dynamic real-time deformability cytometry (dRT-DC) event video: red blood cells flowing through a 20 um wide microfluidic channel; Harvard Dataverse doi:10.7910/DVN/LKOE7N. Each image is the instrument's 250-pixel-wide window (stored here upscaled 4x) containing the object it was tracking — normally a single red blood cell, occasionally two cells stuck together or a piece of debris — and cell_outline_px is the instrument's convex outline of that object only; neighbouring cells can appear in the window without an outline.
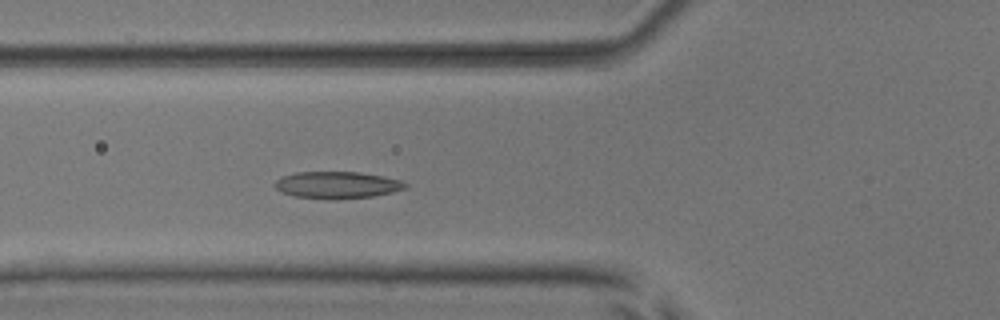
{"species": "common noctule bat (a hibernating species)", "species_latin": "Nyctalus noctula", "temperature_condition": "room temperature", "stored_images_in_passage": 53, "camera_frame_rate_fps": 3000, "um_per_image_px": 0.085, "animal": {"sex": "male", "body_mass_g": 17.9, "forearm_length_mm": 54.2}, "frame": {"image": 1, "passage_image": 20, "time_ms": 6.333, "image_size_px": [1000, 320], "cell_outline_px": [[408, 184], [404, 188], [392, 192], [372, 196], [336, 200], [296, 196], [280, 192], [272, 184], [276, 180], [284, 176], [296, 172], [360, 172], [384, 176], [400, 180]], "centroid_in_image_um": [28.64, 15.72], "position_along_channel_um": 97.2, "area_um2": 20.46}}
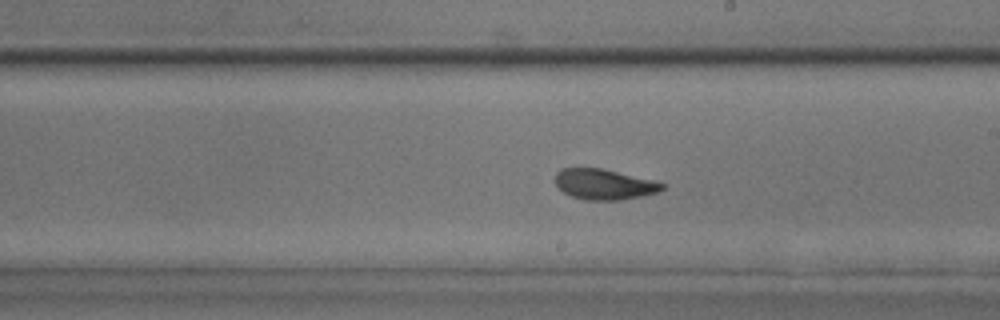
{"frame": {"image": 2, "passage_image": 31, "time_ms": 10.0, "image_size_px": [1000, 320], "cell_outline_px": [[664, 188], [660, 192], [620, 200], [584, 200], [572, 196], [564, 192], [556, 184], [556, 172], [560, 168], [604, 168], [652, 180], [664, 184]], "centroid_in_image_um": [51.35, 15.66], "position_along_channel_um": 237.6, "area_um2": 18.96}}
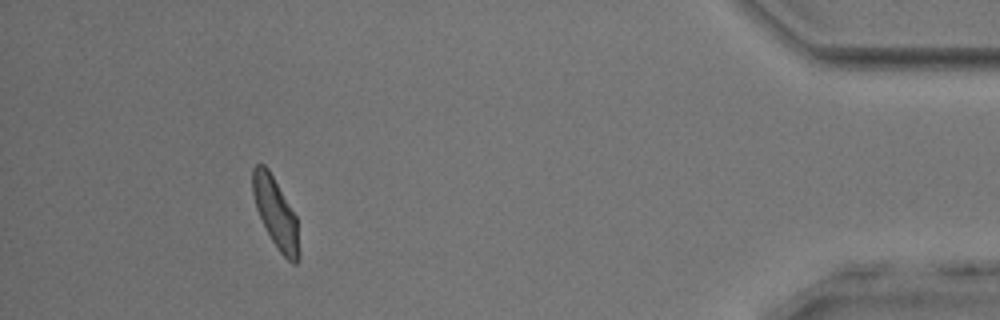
{"frame": {"image": 3, "passage_image": 49, "time_ms": 16.0, "image_size_px": [1000, 320], "cell_outline_px": [[300, 256], [296, 264], [292, 264], [276, 248], [256, 208], [252, 192], [252, 168], [256, 164], [264, 164], [268, 168], [296, 216], [300, 252]], "centroid_in_image_um": [23.44, 18.11], "position_along_channel_um": 411.8, "area_um2": 18.79}, "authors_computed_cell_mechanics": {"area_um2": 19.8254, "velocity_mm_per_s": 3.8536, "shape_relaxation_time_tau1_ms": 2.6163, "shape_relaxation_time_tau2_ms": 1.5728, "deformation_change_tau1": 0.1362, "deformation_change_tau2": 0.0736}}